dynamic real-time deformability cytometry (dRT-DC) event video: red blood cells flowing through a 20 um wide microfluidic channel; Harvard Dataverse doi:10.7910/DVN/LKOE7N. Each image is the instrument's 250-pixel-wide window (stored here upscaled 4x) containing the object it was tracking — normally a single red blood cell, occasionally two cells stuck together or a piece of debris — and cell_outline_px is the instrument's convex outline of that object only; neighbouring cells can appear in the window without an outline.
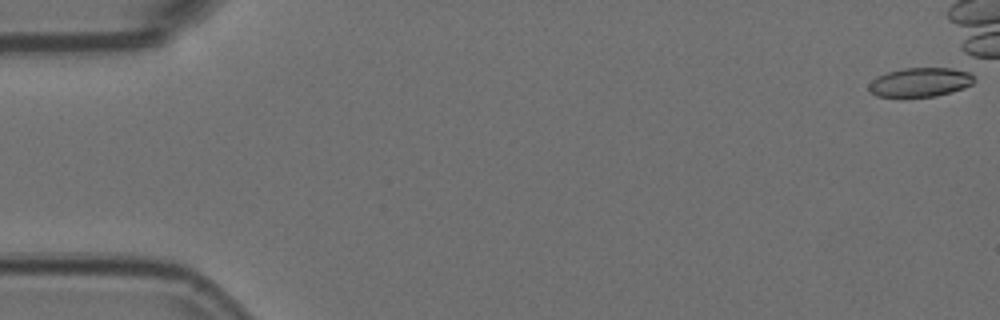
{"species": "Egyptian fruit bat (a non-hibernating species)", "species_latin": "Rousettus aegyptiacus", "temperature_condition": "room temperature", "stored_images_in_passage": 21, "camera_frame_rate_fps": 3000, "um_per_image_px": 0.085, "animal": {"sex": "female"}, "frame": {"image": 1, "passage_image": 1, "time_ms": 0.0, "image_size_px": [1000, 320], "cell_outline_px": [[976, 80], [972, 84], [964, 88], [952, 92], [936, 96], [876, 96], [868, 88], [868, 84], [876, 76], [888, 72], [904, 68], [968, 68]], "centroid_in_image_um": [78.3, 6.96], "position_along_channel_um": 6.7, "area_um2": 18.09}}
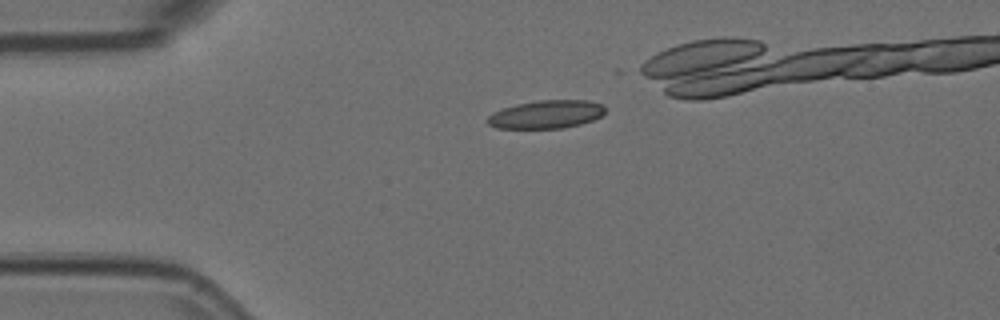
{"frame": {"image": 2, "passage_image": 13, "time_ms": 4.0, "image_size_px": [1000, 320], "cell_outline_px": [[604, 112], [600, 116], [592, 120], [580, 124], [564, 128], [496, 128], [488, 124], [488, 116], [492, 112], [516, 104], [540, 100], [588, 100], [604, 104]], "centroid_in_image_um": [46.44, 9.71], "position_along_channel_um": 38.6, "area_um2": 19.25}}
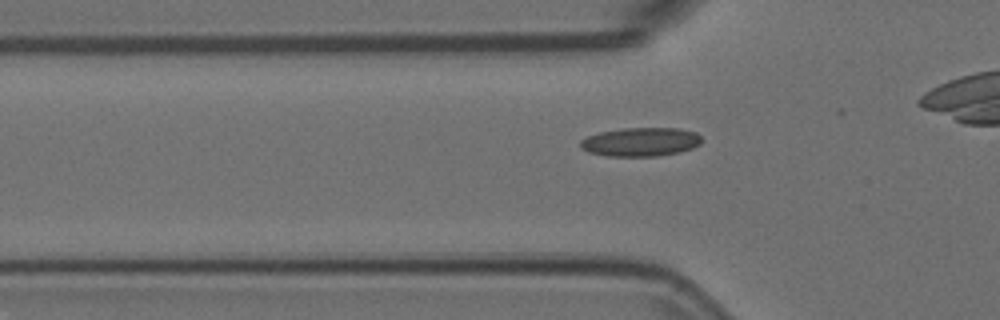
{"frame": {"image": 3, "passage_image": 18, "time_ms": 5.667, "image_size_px": [1000, 320], "cell_outline_px": [[700, 144], [692, 148], [680, 152], [656, 156], [608, 156], [588, 152], [580, 148], [580, 140], [588, 136], [600, 132], [624, 128], [680, 128], [696, 132], [700, 136]], "centroid_in_image_um": [54.45, 12.06], "position_along_channel_um": 71.4, "area_um2": 20.35}}